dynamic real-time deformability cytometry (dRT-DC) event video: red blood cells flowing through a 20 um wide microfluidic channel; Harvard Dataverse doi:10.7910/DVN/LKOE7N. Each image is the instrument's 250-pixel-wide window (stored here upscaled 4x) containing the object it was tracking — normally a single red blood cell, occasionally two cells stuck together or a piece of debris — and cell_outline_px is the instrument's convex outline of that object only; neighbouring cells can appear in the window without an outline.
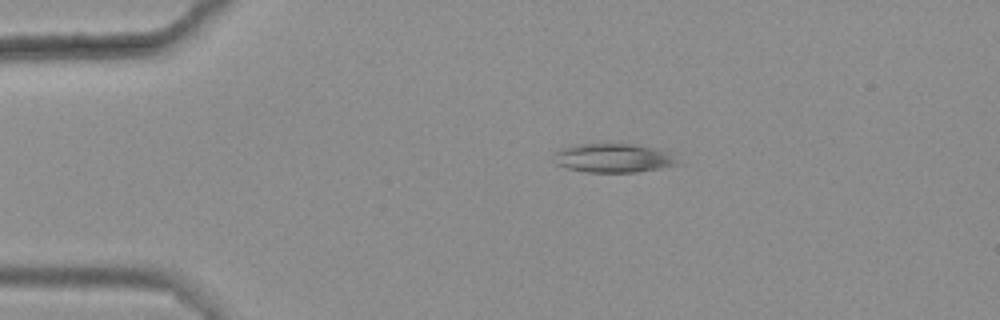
{"species": "common noctule bat (a hibernating species)", "species_latin": "Nyctalus noctula", "temperature_condition": "warm", "stored_images_in_passage": 2, "camera_frame_rate_fps": 3000, "um_per_image_px": 0.085, "animal": {"sex": "female", "body_mass_g": 25.1}, "frame": {"image": 1, "passage_image": 1, "time_ms": 0.0, "image_size_px": [1000, 320], "cell_outline_px": [[684, 164], [636, 172], [584, 172], [568, 168], [556, 164], [556, 152], [560, 148], [572, 144], [632, 144], [668, 152]], "centroid_in_image_um": [52.15, 13.44], "position_along_channel_um": 32.9, "area_um2": 20.75}}